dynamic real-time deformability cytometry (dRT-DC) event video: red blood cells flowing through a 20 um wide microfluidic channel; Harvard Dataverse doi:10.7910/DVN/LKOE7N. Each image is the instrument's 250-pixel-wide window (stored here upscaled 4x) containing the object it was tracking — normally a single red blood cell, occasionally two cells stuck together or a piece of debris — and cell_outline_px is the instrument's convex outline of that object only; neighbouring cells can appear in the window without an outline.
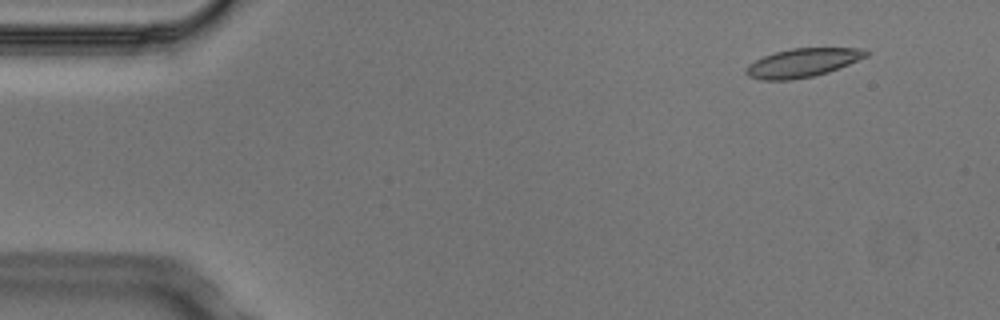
{"species": "Egyptian fruit bat (a non-hibernating species)", "species_latin": "Rousettus aegyptiacus", "temperature_condition": "cold", "stored_images_in_passage": 6, "camera_frame_rate_fps": 3000, "um_per_image_px": 0.085, "animal": {"sex": "male"}, "frame": {"image": 1, "passage_image": 2, "time_ms": 0.333, "image_size_px": [1000, 320], "cell_outline_px": [[868, 56], [840, 68], [828, 72], [812, 76], [792, 80], [760, 80], [748, 76], [744, 72], [744, 68], [748, 64], [764, 56], [776, 52], [792, 48], [864, 48], [868, 52]], "centroid_in_image_um": [68.2, 5.34], "position_along_channel_um": 16.8, "area_um2": 20.11}}
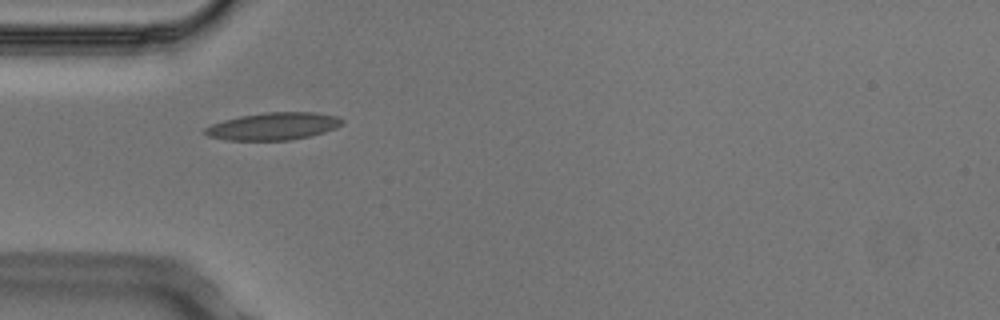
{"frame": {"image": 2, "passage_image": 5, "time_ms": 1.333, "image_size_px": [1000, 320], "cell_outline_px": [[344, 124], [336, 128], [312, 136], [288, 140], [224, 140], [208, 136], [204, 132], [204, 128], [212, 124], [224, 120], [240, 116], [264, 112], [316, 112], [336, 116], [344, 120]], "centroid_in_image_um": [23.26, 10.73], "position_along_channel_um": 61.7, "area_um2": 22.02}}
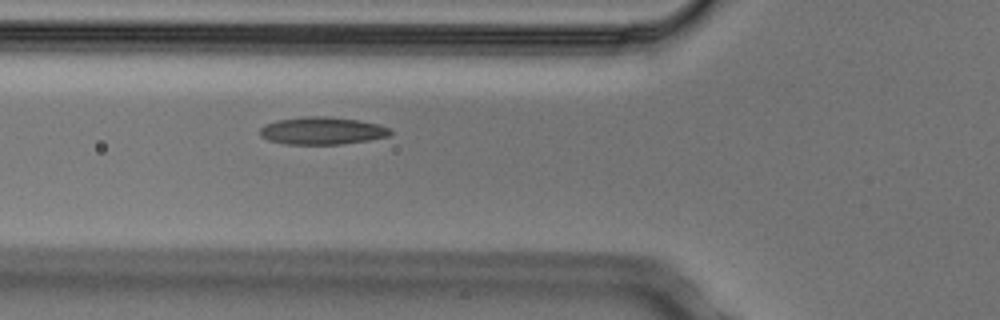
{"frame": {"image": 3, "passage_image": 6, "time_ms": 1.667, "image_size_px": [1000, 320], "cell_outline_px": [[392, 132], [388, 136], [368, 140], [340, 144], [284, 144], [268, 140], [260, 136], [260, 128], [264, 124], [276, 120], [304, 116], [328, 116], [360, 120], [392, 128]], "centroid_in_image_um": [27.36, 11.1], "position_along_channel_um": 98.4, "area_um2": 21.04}}